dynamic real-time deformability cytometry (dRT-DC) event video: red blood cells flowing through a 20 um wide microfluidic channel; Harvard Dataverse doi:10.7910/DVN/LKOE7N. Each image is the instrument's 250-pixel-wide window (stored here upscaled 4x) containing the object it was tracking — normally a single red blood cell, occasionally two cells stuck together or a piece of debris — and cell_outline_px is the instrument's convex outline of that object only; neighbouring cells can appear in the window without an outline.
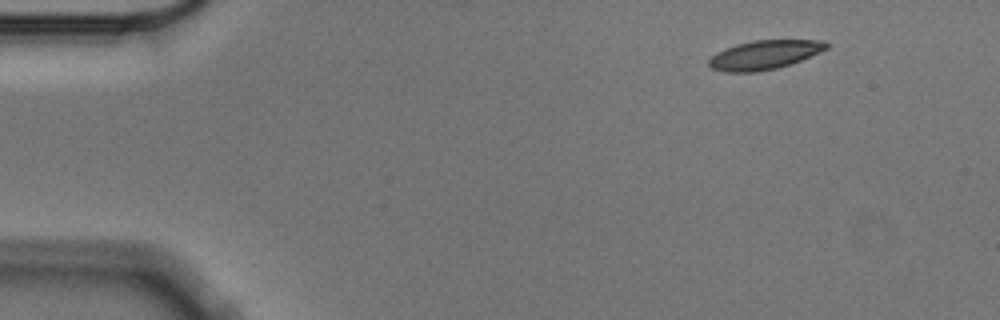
{"species": "Egyptian fruit bat (a non-hibernating species)", "species_latin": "Rousettus aegyptiacus", "temperature_condition": "cold", "stored_images_in_passage": 9, "camera_frame_rate_fps": 3000, "um_per_image_px": 0.085, "animal": {"sex": "male"}, "frame": {"image": 1, "passage_image": 1, "time_ms": 0.0, "image_size_px": [1000, 320], "cell_outline_px": [[828, 48], [820, 52], [800, 60], [776, 68], [756, 72], [724, 72], [712, 68], [708, 64], [708, 60], [716, 52], [724, 48], [736, 44], [752, 40], [824, 40], [828, 44]], "centroid_in_image_um": [64.94, 4.65], "position_along_channel_um": 20.1, "area_um2": 19.83}}
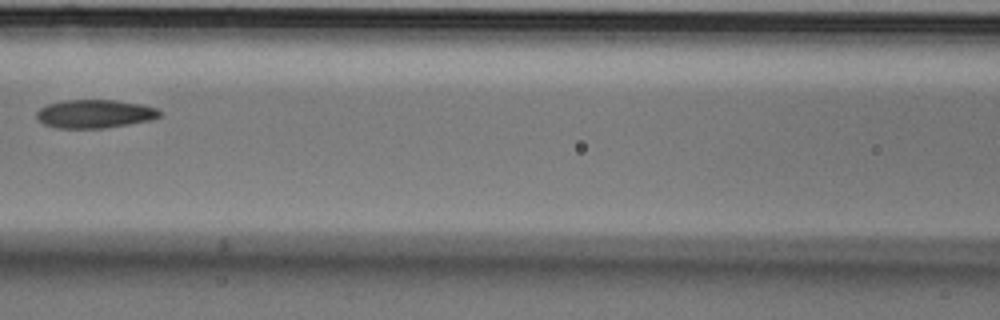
{"frame": {"image": 2, "passage_image": 6, "time_ms": 1.667, "image_size_px": [1000, 320], "cell_outline_px": [[160, 116], [152, 120], [104, 128], [56, 128], [44, 124], [36, 116], [36, 112], [40, 108], [48, 104], [64, 100], [116, 100], [140, 104], [156, 108], [160, 112]], "centroid_in_image_um": [8.04, 9.67], "position_along_channel_um": 158.6, "area_um2": 20.29}}
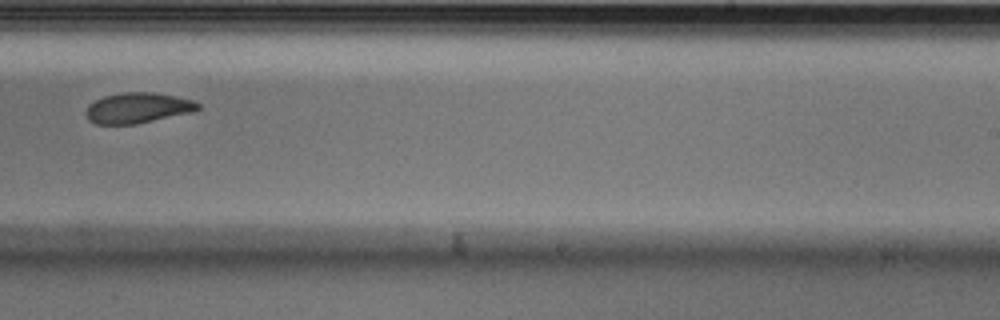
{"frame": {"image": 3, "passage_image": 9, "time_ms": 2.667, "image_size_px": [1000, 320], "cell_outline_px": [[200, 108], [192, 112], [136, 124], [96, 124], [88, 120], [84, 112], [88, 104], [104, 96], [124, 92], [156, 92], [196, 100], [200, 104]], "centroid_in_image_um": [11.71, 9.17], "position_along_channel_um": 277.3, "area_um2": 20.11}}